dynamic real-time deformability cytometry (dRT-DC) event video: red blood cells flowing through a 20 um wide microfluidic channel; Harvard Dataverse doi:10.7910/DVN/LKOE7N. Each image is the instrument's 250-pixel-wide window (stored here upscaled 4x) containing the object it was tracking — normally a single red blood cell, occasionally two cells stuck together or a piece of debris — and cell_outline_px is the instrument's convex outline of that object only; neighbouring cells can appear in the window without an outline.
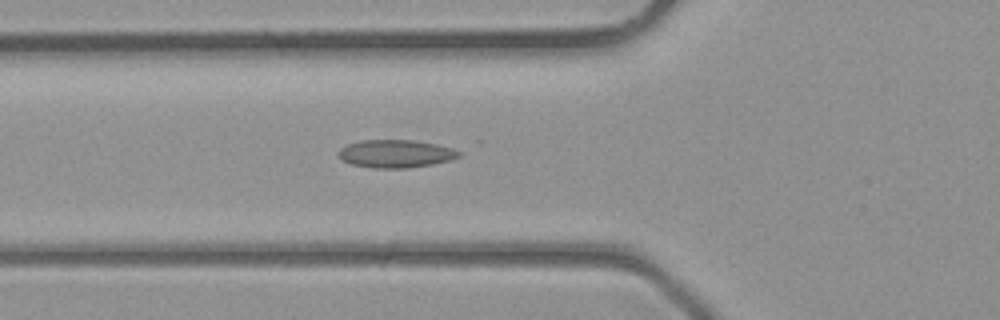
{"species": "common noctule bat (a hibernating species)", "species_latin": "Nyctalus noctula", "temperature_condition": "room temperature", "stored_images_in_passage": 37, "camera_frame_rate_fps": 3000, "um_per_image_px": 0.085, "animal": {"sex": "male", "body_mass_g": 23.1, "forearm_length_mm": 52.7}, "frame": {"image": 1, "passage_image": 14, "time_ms": 4.333, "image_size_px": [1000, 320], "cell_outline_px": [[460, 156], [448, 160], [432, 164], [408, 168], [372, 168], [352, 164], [344, 160], [340, 156], [340, 148], [348, 144], [360, 140], [412, 140], [436, 144], [452, 148], [460, 152]], "centroid_in_image_um": [33.64, 13.06], "position_along_channel_um": 92.2, "area_um2": 19.31}}
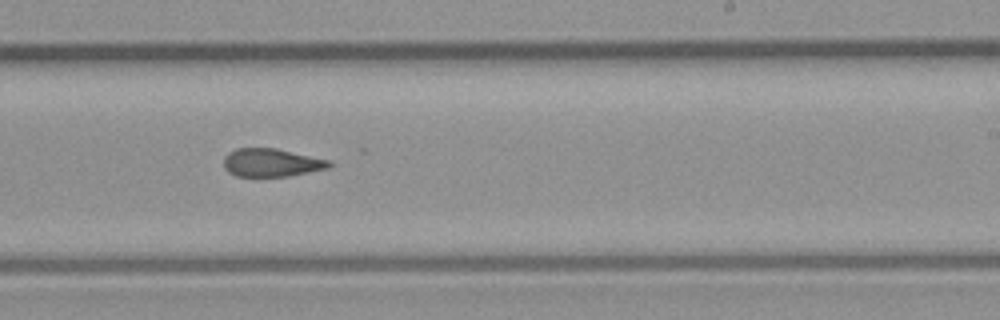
{"frame": {"image": 2, "passage_image": 24, "time_ms": 7.667, "image_size_px": [1000, 320], "cell_outline_px": [[332, 164], [328, 168], [288, 176], [236, 176], [228, 172], [224, 168], [224, 156], [228, 152], [236, 148], [276, 148], [332, 160]], "centroid_in_image_um": [23.07, 13.81], "position_along_channel_um": 265.9, "area_um2": 17.4}}
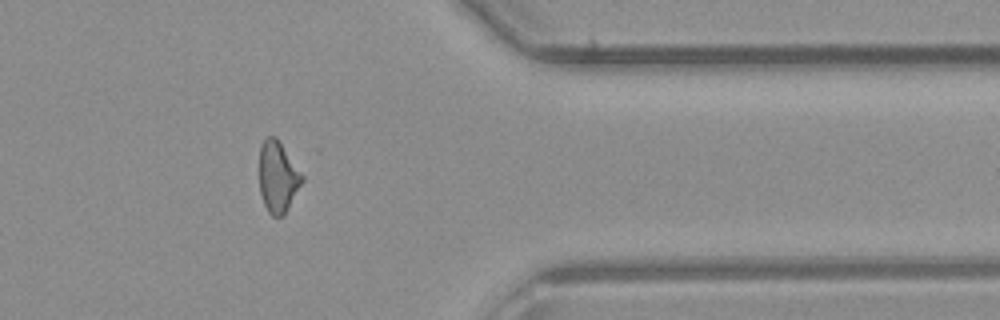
{"frame": {"image": 3, "passage_image": 32, "time_ms": 10.333, "image_size_px": [1000, 320], "cell_outline_px": [[304, 180], [284, 216], [272, 216], [268, 212], [264, 204], [260, 192], [260, 144], [268, 136], [276, 136], [304, 176]], "centroid_in_image_um": [23.63, 15.04], "position_along_channel_um": 387.8, "area_um2": 17.74}}